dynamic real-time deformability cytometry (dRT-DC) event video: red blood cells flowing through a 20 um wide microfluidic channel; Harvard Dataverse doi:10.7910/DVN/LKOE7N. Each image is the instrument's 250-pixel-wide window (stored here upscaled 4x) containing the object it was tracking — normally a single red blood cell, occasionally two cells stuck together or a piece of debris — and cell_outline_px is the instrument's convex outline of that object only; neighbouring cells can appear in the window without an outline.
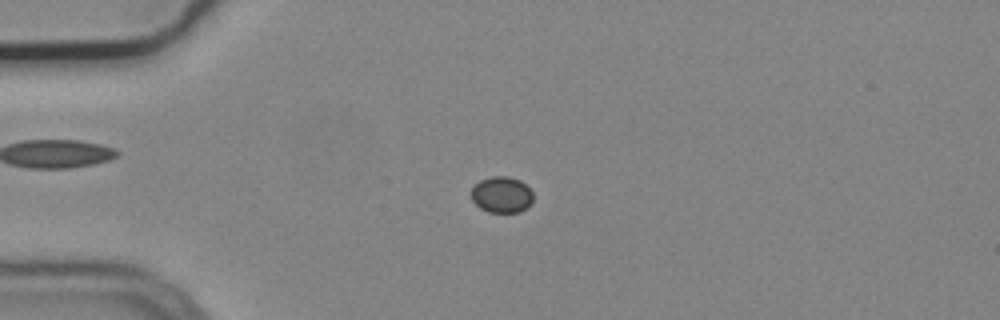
{"species": "common noctule bat (a hibernating species)", "species_latin": "Nyctalus noctula", "temperature_condition": "cold", "stored_images_in_passage": 5, "camera_frame_rate_fps": 3000, "um_per_image_px": 0.085, "animal": {"sex": "male", "body_mass_g": 19.2, "forearm_length_mm": 51.8}, "frame": {"image": 1, "passage_image": 3, "time_ms": 0.667, "image_size_px": [1000, 320], "cell_outline_px": [[532, 204], [520, 212], [488, 212], [480, 208], [472, 200], [472, 188], [480, 180], [492, 176], [508, 176], [520, 180], [532, 192]], "centroid_in_image_um": [42.65, 16.55], "position_along_channel_um": 42.4, "area_um2": 13.01}}
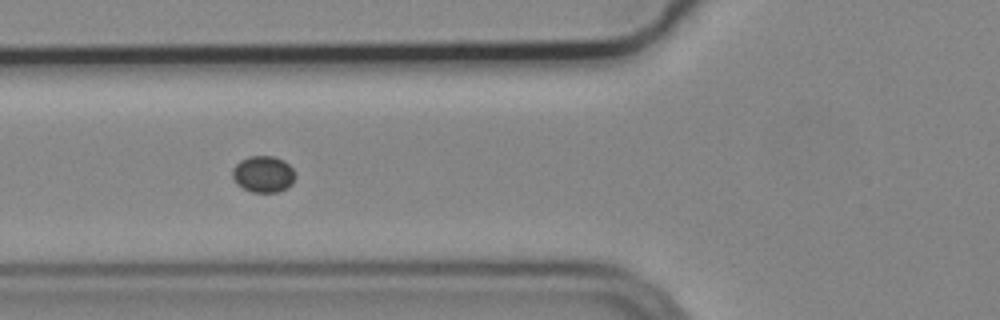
{"frame": {"image": 2, "passage_image": 5, "time_ms": 1.333, "image_size_px": [1000, 320], "cell_outline_px": [[296, 176], [292, 184], [288, 188], [276, 192], [252, 192], [236, 184], [232, 176], [232, 168], [240, 160], [248, 156], [272, 156], [284, 160], [296, 172]], "centroid_in_image_um": [22.39, 14.8], "position_along_channel_um": 103.4, "area_um2": 13.53}}